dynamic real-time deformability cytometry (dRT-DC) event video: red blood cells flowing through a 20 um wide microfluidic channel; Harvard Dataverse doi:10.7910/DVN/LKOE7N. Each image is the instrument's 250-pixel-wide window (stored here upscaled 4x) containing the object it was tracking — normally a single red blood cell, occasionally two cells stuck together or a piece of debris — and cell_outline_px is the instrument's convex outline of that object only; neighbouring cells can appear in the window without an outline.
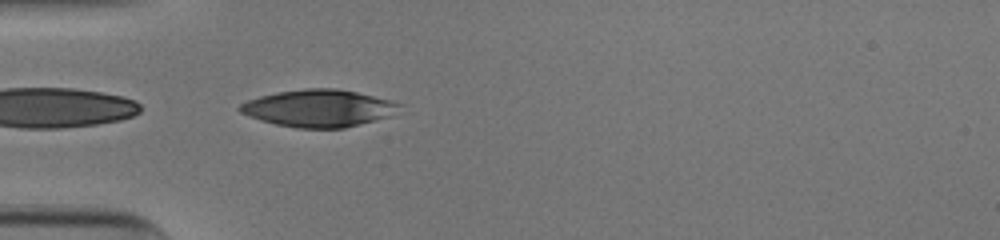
{"species": "human", "species_latin": "Homo sapiens", "temperature_condition": "cold", "stored_images_in_passage": 37, "camera_frame_rate_fps": 3000, "um_per_image_px": 0.085, "donor": {"sex": "male"}, "frame": {"image": 1, "passage_image": 1, "time_ms": 0.0, "image_size_px": [1000, 240], "cell_outline_px": [[400, 104], [392, 116], [344, 128], [296, 128], [276, 124], [260, 120], [240, 112], [236, 108], [240, 104], [248, 100], [260, 96], [276, 92], [304, 88], [336, 88], [356, 92], [388, 100]], "centroid_in_image_um": [27.04, 9.2], "position_along_channel_um": 58.0, "area_um2": 34.39}}
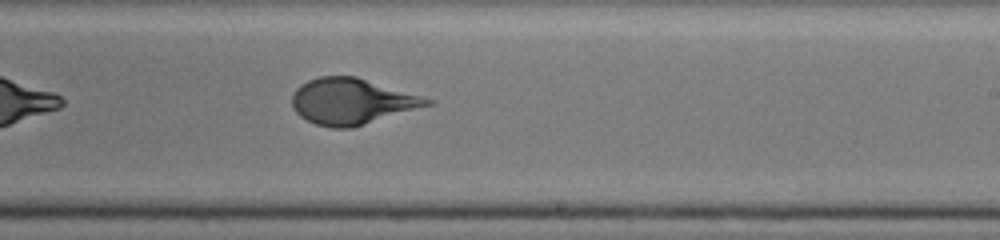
{"frame": {"image": 2, "passage_image": 17, "time_ms": 5.333, "image_size_px": [1000, 240], "cell_outline_px": [[436, 104], [352, 128], [332, 128], [316, 124], [300, 116], [292, 108], [292, 92], [300, 84], [308, 80], [320, 76], [356, 76], [436, 100]], "centroid_in_image_um": [29.94, 8.62], "position_along_channel_um": 259.1, "area_um2": 36.59}}
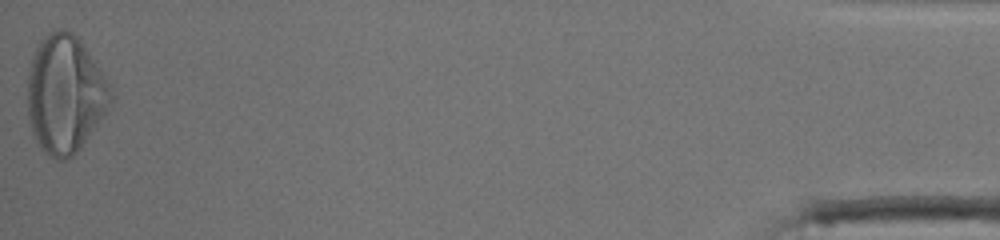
{"frame": {"image": 3, "passage_image": 37, "time_ms": 12.0, "image_size_px": [1000, 240], "cell_outline_px": [[116, 96], [80, 148], [68, 160], [56, 160], [44, 152], [40, 148], [32, 132], [28, 120], [28, 72], [32, 56], [40, 40], [44, 36], [60, 28], [64, 28], [72, 32], [76, 36], [104, 76]], "centroid_in_image_um": [5.51, 8.03], "position_along_channel_um": 429.7, "area_um2": 56.82}, "authors_computed_cell_mechanics": {"area_um2": 36.3562, "velocity_mm_per_s": 3.9047, "shape_relaxation_time_tau1_ms": 3.7497, "shape_relaxation_time_tau2_ms": null, "deformation_change_tau1": 0.1954, "deformation_change_tau2": null}}